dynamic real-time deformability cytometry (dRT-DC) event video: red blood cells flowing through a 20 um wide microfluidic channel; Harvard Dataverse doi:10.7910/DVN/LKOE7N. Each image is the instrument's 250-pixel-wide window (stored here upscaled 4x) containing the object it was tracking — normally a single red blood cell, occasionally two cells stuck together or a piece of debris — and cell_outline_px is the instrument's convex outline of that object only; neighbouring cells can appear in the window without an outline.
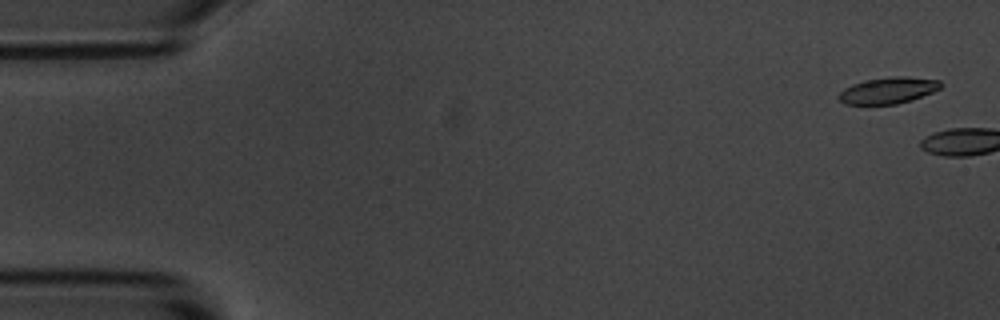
{"species": "common noctule bat (a hibernating species)", "species_latin": "Nyctalus noctula", "temperature_condition": "room temperature", "stored_images_in_passage": 4, "camera_frame_rate_fps": 3000, "um_per_image_px": 0.085, "animal": {"sex": "male", "body_mass_g": 20.1, "forearm_length_mm": 53.5}, "frame": {"image": 1, "passage_image": 2, "time_ms": 0.333, "image_size_px": [1000, 320], "cell_outline_px": [[944, 84], [940, 88], [932, 92], [912, 100], [896, 104], [844, 104], [836, 96], [844, 88], [852, 84], [864, 80], [892, 76], [908, 76], [940, 80]], "centroid_in_image_um": [75.5, 7.67], "position_along_channel_um": 9.5, "area_um2": 15.84}}